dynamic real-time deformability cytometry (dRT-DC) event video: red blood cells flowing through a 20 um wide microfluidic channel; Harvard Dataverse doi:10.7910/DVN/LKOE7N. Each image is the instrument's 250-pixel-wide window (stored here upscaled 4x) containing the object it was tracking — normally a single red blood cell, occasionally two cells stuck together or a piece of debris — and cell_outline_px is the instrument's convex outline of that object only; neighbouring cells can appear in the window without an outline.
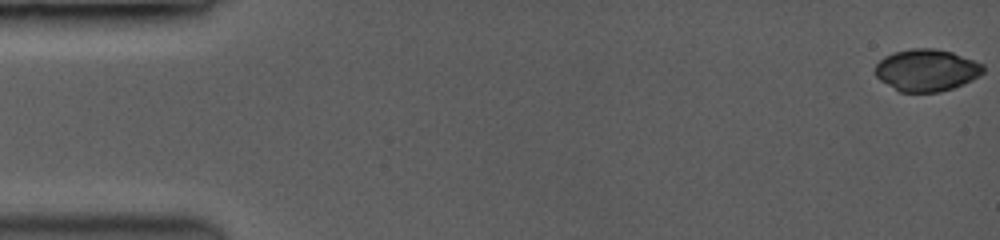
{"species": "common noctule bat (a hibernating species)", "species_latin": "Nyctalus noctula", "temperature_condition": "room temperature", "stored_images_in_passage": 65, "camera_frame_rate_fps": 3500, "um_per_image_px": 0.085, "animal": {"sex": "female", "body_mass_g": 19.0, "forearm_length_mm": 53.3}, "frame": {"image": 1, "passage_image": 1, "time_ms": 0.0, "image_size_px": [1000, 240], "cell_outline_px": [[984, 72], [980, 76], [964, 84], [940, 92], [900, 92], [880, 80], [876, 76], [876, 64], [880, 60], [896, 52], [916, 48], [932, 48], [952, 52], [984, 64]], "centroid_in_image_um": [78.8, 5.98], "position_along_channel_um": 6.2, "area_um2": 26.24}}
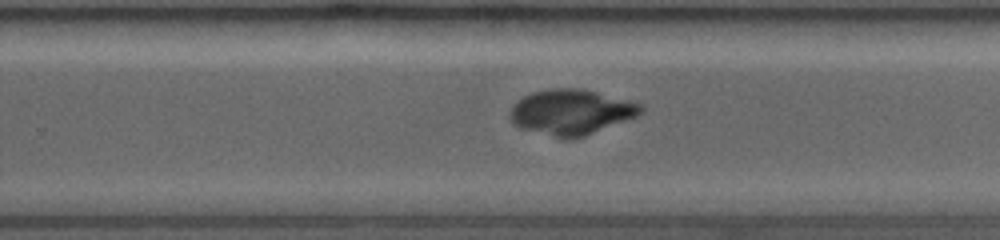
{"frame": {"image": 2, "passage_image": 39, "time_ms": 10.571, "image_size_px": [1000, 240], "cell_outline_px": [[644, 108], [636, 116], [584, 136], [572, 140], [560, 140], [520, 128], [512, 124], [512, 108], [524, 96], [532, 92], [556, 88], [572, 88], [592, 92], [640, 104]], "centroid_in_image_um": [48.49, 9.58], "position_along_channel_um": 281.3, "area_um2": 33.81}}
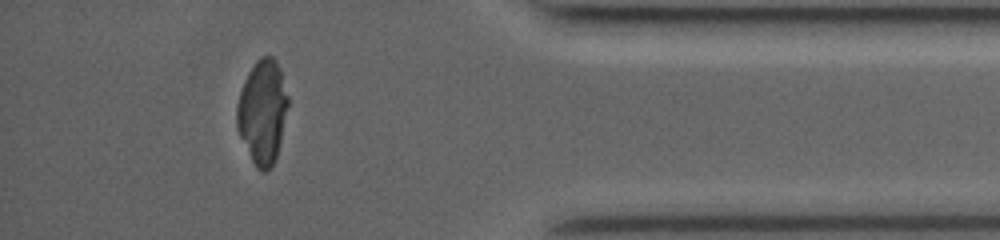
{"frame": {"image": 3, "passage_image": 56, "time_ms": 14.286, "image_size_px": [1000, 240], "cell_outline_px": [[288, 104], [280, 140], [276, 156], [272, 168], [264, 172], [260, 172], [256, 168], [236, 128], [236, 104], [244, 80], [248, 72], [256, 60], [260, 56], [272, 56], [276, 60], [280, 68], [288, 96]], "centroid_in_image_um": [22.29, 9.49], "position_along_channel_um": 412.9, "area_um2": 30.98}}